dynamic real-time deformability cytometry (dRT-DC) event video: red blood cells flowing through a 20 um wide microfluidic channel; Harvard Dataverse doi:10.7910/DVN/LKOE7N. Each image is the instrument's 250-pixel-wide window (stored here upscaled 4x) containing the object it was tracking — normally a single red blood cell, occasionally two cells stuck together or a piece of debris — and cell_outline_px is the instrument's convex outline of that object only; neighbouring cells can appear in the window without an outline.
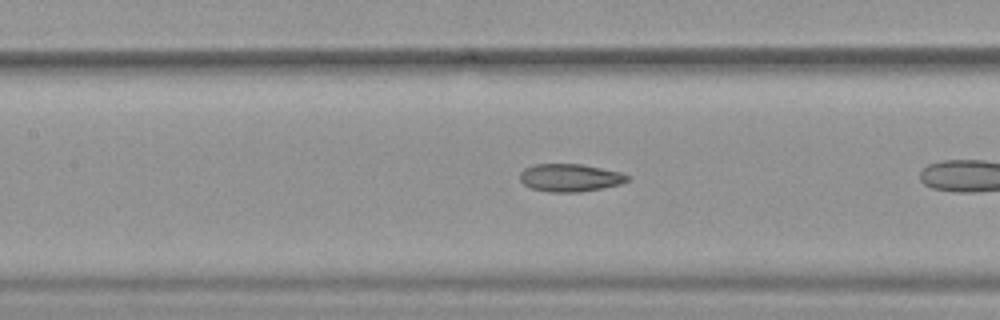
{"species": "common noctule bat (a hibernating species)", "species_latin": "Nyctalus noctula", "temperature_condition": "warm", "stored_images_in_passage": 15, "camera_frame_rate_fps": 3000, "um_per_image_px": 0.085, "animal": {"sex": "female", "body_mass_g": 19.9}, "frame": {"image": 1, "passage_image": 9, "time_ms": 2.667, "image_size_px": [1000, 320], "cell_outline_px": [[632, 176], [628, 180], [620, 184], [580, 192], [552, 192], [532, 188], [524, 184], [520, 180], [520, 172], [524, 168], [532, 164], [580, 164], [620, 172]], "centroid_in_image_um": [48.44, 15.1], "position_along_channel_um": 159.0, "area_um2": 17.28}}
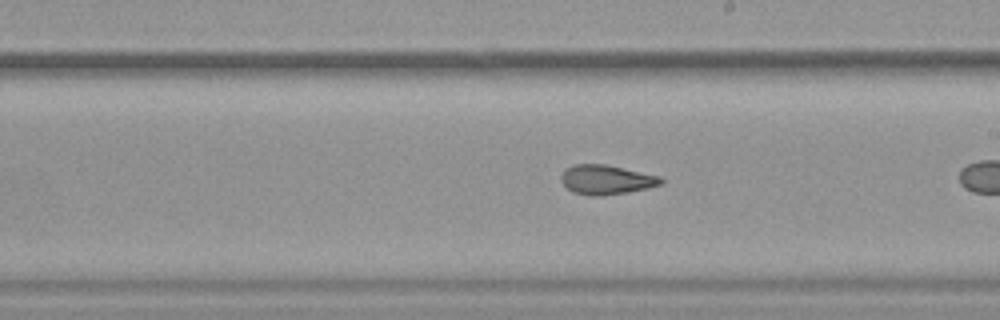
{"frame": {"image": 2, "passage_image": 15, "time_ms": 4.667, "image_size_px": [1000, 320], "cell_outline_px": [[664, 184], [648, 188], [628, 192], [600, 196], [592, 196], [572, 192], [560, 180], [560, 176], [564, 168], [572, 164], [604, 164], [660, 176], [664, 180]], "centroid_in_image_um": [51.52, 15.27], "position_along_channel_um": 237.5, "area_um2": 17.28}}